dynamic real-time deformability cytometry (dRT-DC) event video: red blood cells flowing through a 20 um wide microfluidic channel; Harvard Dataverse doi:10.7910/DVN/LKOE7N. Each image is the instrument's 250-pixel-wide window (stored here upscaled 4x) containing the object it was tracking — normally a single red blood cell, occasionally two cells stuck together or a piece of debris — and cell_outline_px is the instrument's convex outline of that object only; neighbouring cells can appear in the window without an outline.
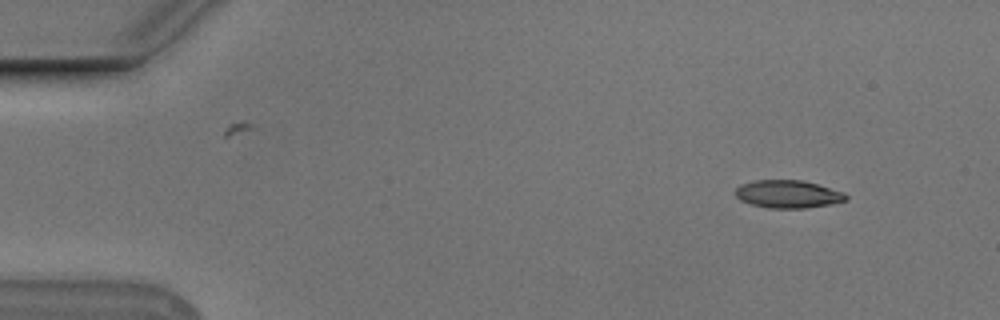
{"species": "Egyptian fruit bat (a non-hibernating species)", "species_latin": "Rousettus aegyptiacus", "temperature_condition": "cold", "stored_images_in_passage": 54, "camera_frame_rate_fps": 3000, "um_per_image_px": 0.085, "animal": {"sex": "male"}, "frame": {"image": 1, "passage_image": 5, "time_ms": 1.333, "image_size_px": [1000, 320], "cell_outline_px": [[848, 200], [828, 204], [804, 208], [768, 208], [752, 204], [740, 200], [736, 196], [736, 188], [740, 184], [752, 180], [804, 180], [844, 192], [848, 196]], "centroid_in_image_um": [66.97, 16.49], "position_along_channel_um": 18.0, "area_um2": 17.92}}
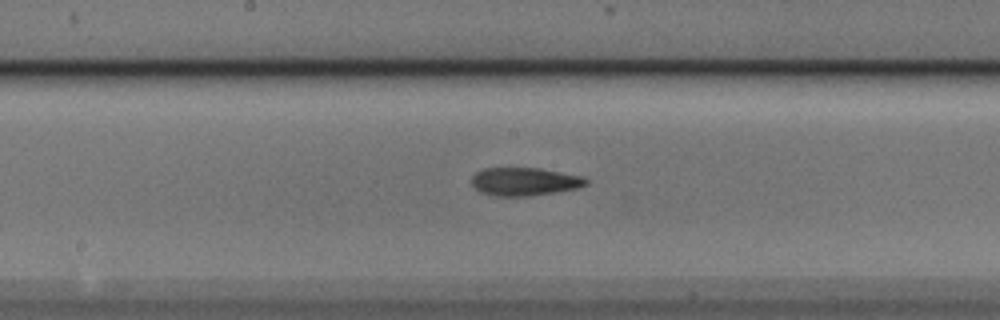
{"frame": {"image": 2, "passage_image": 28, "time_ms": 9.0, "image_size_px": [1000, 320], "cell_outline_px": [[588, 184], [576, 188], [528, 196], [492, 196], [480, 192], [472, 184], [472, 176], [476, 172], [484, 168], [540, 168], [584, 176], [588, 180]], "centroid_in_image_um": [44.58, 15.43], "position_along_channel_um": 203.6, "area_um2": 18.73}}
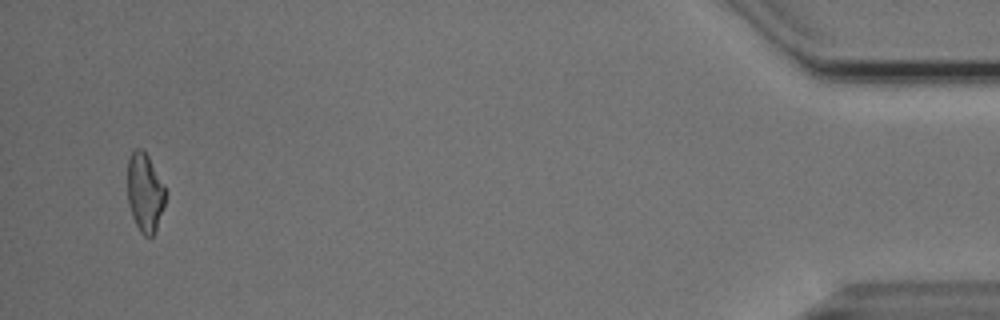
{"frame": {"image": 3, "passage_image": 52, "time_ms": 17.0, "image_size_px": [1000, 320], "cell_outline_px": [[168, 192], [156, 228], [152, 236], [144, 236], [140, 232], [132, 216], [128, 204], [128, 160], [132, 152], [136, 148], [140, 148], [148, 156]], "centroid_in_image_um": [12.32, 16.36], "position_along_channel_um": 422.9, "area_um2": 17.28}, "authors_computed_cell_mechanics": {"area_um2": 18.2359, "velocity_mm_per_s": 3.7536, "shape_relaxation_time_tau1_ms": 8.3265, "shape_relaxation_time_tau2_ms": 7.2057, "deformation_change_tau1": 0.1991, "deformation_change_tau2": 0.1804}}